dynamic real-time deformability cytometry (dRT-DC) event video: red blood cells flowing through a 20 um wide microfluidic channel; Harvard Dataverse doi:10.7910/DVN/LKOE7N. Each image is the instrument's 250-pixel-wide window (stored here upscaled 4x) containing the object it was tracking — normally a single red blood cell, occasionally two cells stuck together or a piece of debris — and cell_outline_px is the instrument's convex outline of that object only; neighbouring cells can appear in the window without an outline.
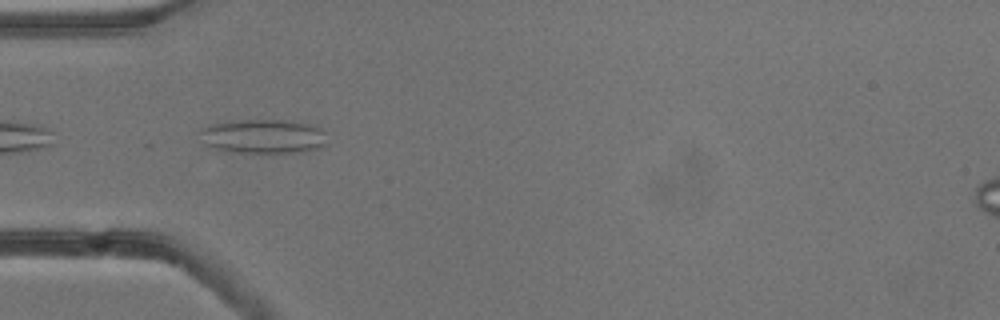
{"species": "common noctule bat (a hibernating species)", "species_latin": "Nyctalus noctula", "temperature_condition": "cold", "stored_images_in_passage": 22, "camera_frame_rate_fps": 3000, "um_per_image_px": 0.085, "animal": {"sex": "male", "body_mass_g": 13.3}, "frame": {"image": 1, "passage_image": 1, "time_ms": 0.0, "image_size_px": [1000, 320], "cell_outline_px": [[328, 144], [304, 152], [232, 152], [216, 148], [204, 144], [196, 132], [200, 128], [208, 124], [244, 120], [284, 120], [308, 124], [320, 128], [324, 132]], "centroid_in_image_um": [22.33, 11.58], "position_along_channel_um": 62.7, "area_um2": 25.43}}
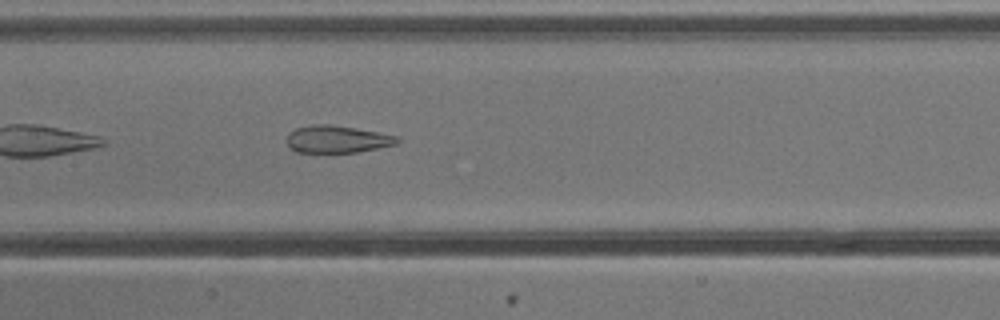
{"frame": {"image": 2, "passage_image": 10, "time_ms": 3.0, "image_size_px": [1000, 320], "cell_outline_px": [[400, 140], [396, 144], [380, 148], [356, 152], [296, 152], [288, 144], [288, 132], [296, 128], [312, 124], [332, 124], [376, 132], [396, 136]], "centroid_in_image_um": [28.65, 11.83], "position_along_channel_um": 178.8, "area_um2": 17.4}}